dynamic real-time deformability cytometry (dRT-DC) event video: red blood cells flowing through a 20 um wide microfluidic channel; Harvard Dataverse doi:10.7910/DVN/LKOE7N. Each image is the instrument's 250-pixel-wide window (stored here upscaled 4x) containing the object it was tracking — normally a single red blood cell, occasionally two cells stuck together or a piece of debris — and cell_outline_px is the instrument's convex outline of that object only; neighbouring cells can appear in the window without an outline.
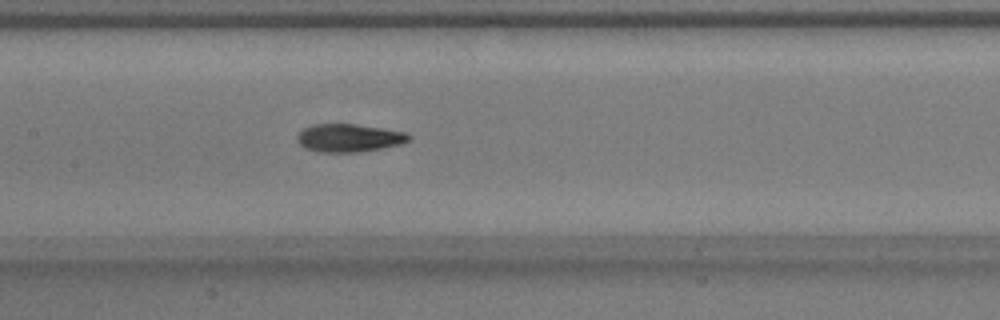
{"species": "common noctule bat (a hibernating species)", "species_latin": "Nyctalus noctula", "temperature_condition": "warm", "stored_images_in_passage": 55, "camera_frame_rate_fps": 3000, "um_per_image_px": 0.085, "animal": {"sex": "male", "body_mass_g": 17.9}, "frame": {"image": 1, "passage_image": 26, "time_ms": 8.333, "image_size_px": [1000, 320], "cell_outline_px": [[412, 136], [408, 140], [400, 144], [380, 148], [356, 152], [316, 152], [304, 148], [296, 140], [296, 136], [304, 128], [312, 124], [356, 124], [384, 128], [404, 132]], "centroid_in_image_um": [29.62, 11.72], "position_along_channel_um": 177.8, "area_um2": 18.21}}
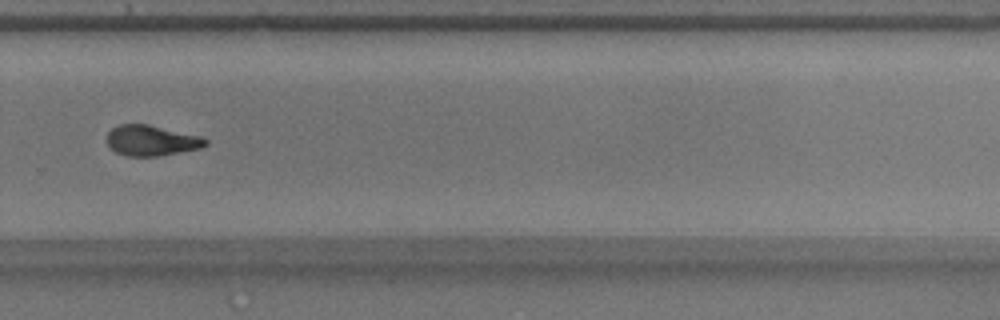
{"frame": {"image": 2, "passage_image": 37, "time_ms": 12.0, "image_size_px": [1000, 320], "cell_outline_px": [[208, 144], [200, 148], [160, 156], [128, 156], [116, 152], [108, 148], [108, 132], [112, 128], [120, 124], [148, 124], [204, 136], [208, 140]], "centroid_in_image_um": [12.9, 11.94], "position_along_channel_um": 316.9, "area_um2": 17.74}}
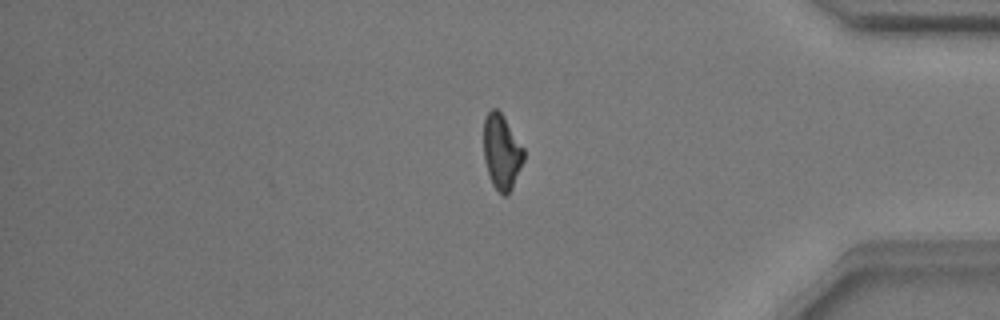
{"frame": {"image": 3, "passage_image": 45, "time_ms": 14.667, "image_size_px": [1000, 320], "cell_outline_px": [[524, 160], [512, 188], [508, 196], [504, 196], [492, 184], [484, 160], [484, 120], [488, 112], [492, 108], [496, 108], [504, 116], [524, 148]], "centroid_in_image_um": [42.65, 12.91], "position_along_channel_um": 392.6, "area_um2": 17.51}, "authors_computed_cell_mechanics": {"area_um2": 17.5712, "velocity_mm_per_s": 3.8082, "shape_relaxation_time_tau1_ms": 6.7332, "shape_relaxation_time_tau2_ms": 2.669, "deformation_change_tau1": 0.2165, "deformation_change_tau2": 0.0989}}